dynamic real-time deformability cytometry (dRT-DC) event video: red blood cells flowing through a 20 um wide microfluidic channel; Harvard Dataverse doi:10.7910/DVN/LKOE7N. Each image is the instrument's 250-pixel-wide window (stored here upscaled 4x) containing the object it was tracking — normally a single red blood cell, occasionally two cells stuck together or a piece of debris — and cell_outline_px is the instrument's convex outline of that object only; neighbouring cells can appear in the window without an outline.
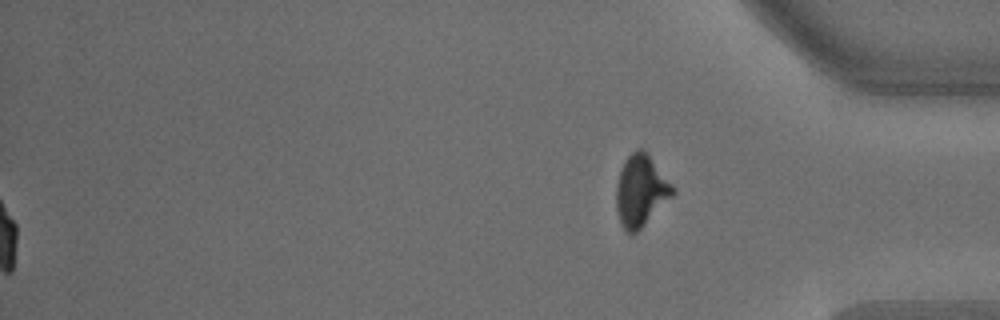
{"species": "common noctule bat (a hibernating species)", "species_latin": "Nyctalus noctula", "temperature_condition": "warm", "stored_images_in_passage": 41, "segment_of_instrument_passage": [2, 2], "camera_frame_rate_fps": 3000, "um_per_image_px": 0.085, "animal": {"sex": "male", "body_mass_g": 18.8}, "frame": {"image": 1, "passage_image": 41, "time_ms": 13.333, "image_size_px": [1000, 320], "cell_outline_px": [[676, 192], [632, 236], [624, 228], [620, 220], [616, 208], [616, 184], [620, 172], [628, 156], [636, 148], [644, 148], [676, 188]], "centroid_in_image_um": [54.48, 16.18], "position_along_channel_um": 380.7, "area_um2": 23.29}}